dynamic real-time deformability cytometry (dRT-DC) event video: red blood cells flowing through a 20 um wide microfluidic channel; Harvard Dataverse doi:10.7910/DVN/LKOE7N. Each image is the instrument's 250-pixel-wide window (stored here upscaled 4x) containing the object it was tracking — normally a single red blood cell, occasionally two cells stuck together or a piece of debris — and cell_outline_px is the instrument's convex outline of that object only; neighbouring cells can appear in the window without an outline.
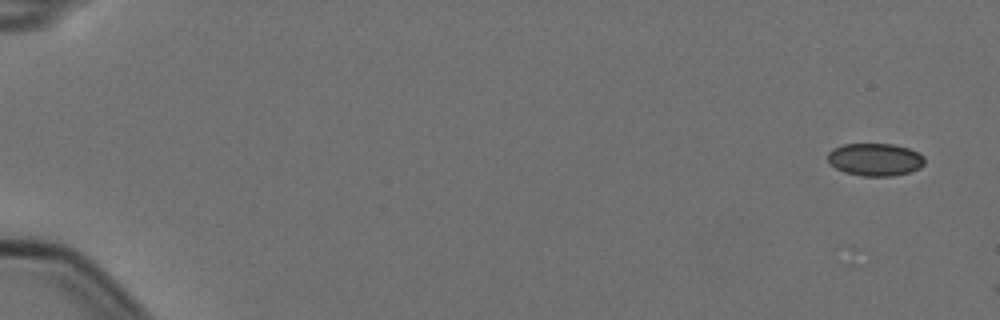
{"species": "Egyptian fruit bat (a non-hibernating species)", "species_latin": "Rousettus aegyptiacus", "temperature_condition": "cold", "stored_images_in_passage": 2, "camera_frame_rate_fps": 3000, "um_per_image_px": 0.085, "animal": {"sex": "female"}, "frame": {"image": 1, "passage_image": 1, "time_ms": 0.0, "image_size_px": [1000, 320], "cell_outline_px": [[924, 164], [920, 168], [908, 172], [892, 176], [860, 176], [844, 172], [836, 168], [828, 160], [828, 152], [832, 148], [844, 144], [892, 144], [908, 148], [924, 156]], "centroid_in_image_um": [74.37, 13.56], "position_along_channel_um": 10.6, "area_um2": 18.38}}